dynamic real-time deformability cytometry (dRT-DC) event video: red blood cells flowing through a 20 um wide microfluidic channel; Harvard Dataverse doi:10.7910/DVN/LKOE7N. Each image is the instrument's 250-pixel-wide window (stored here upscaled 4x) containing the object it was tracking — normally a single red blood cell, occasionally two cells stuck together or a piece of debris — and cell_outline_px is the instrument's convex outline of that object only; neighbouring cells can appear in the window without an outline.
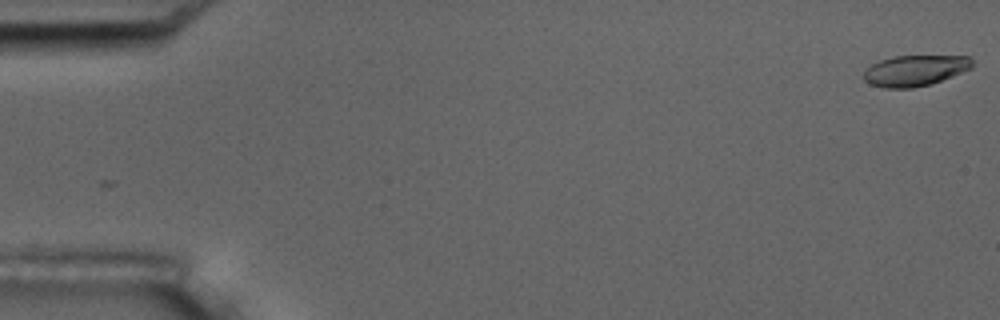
{"species": "common noctule bat (a hibernating species)", "species_latin": "Nyctalus noctula", "temperature_condition": "room temperature", "stored_images_in_passage": 4, "camera_frame_rate_fps": 3000, "um_per_image_px": 0.085, "animal": {"sex": "male", "body_mass_g": 17.5, "forearm_length_mm": 52.3}, "frame": {"image": 1, "passage_image": 1, "time_ms": 0.0, "image_size_px": [1000, 320], "cell_outline_px": [[972, 68], [952, 76], [928, 84], [912, 88], [884, 88], [868, 84], [864, 80], [864, 72], [872, 64], [880, 60], [892, 56], [972, 56]], "centroid_in_image_um": [77.75, 5.99], "position_along_channel_um": 7.2, "area_um2": 19.42}}